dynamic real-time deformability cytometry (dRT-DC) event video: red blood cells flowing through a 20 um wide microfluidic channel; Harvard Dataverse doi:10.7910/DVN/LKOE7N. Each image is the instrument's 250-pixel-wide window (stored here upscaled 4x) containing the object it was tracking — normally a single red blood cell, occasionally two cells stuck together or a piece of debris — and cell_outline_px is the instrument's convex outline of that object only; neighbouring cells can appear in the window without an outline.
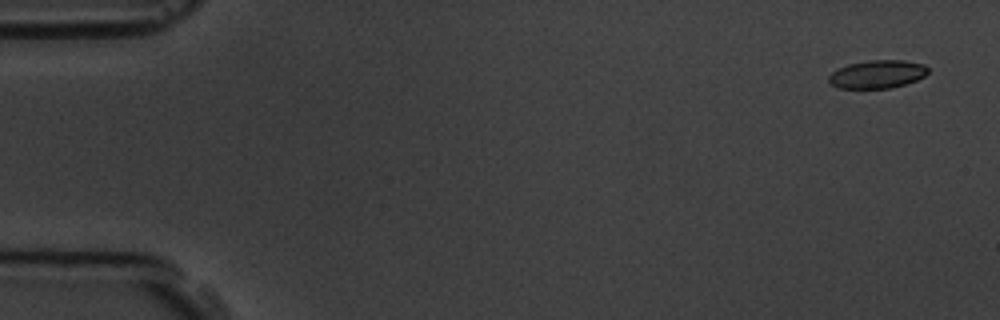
{"species": "common noctule bat (a hibernating species)", "species_latin": "Nyctalus noctula", "temperature_condition": "room temperature", "stored_images_in_passage": 5, "camera_frame_rate_fps": 3000, "um_per_image_px": 0.085, "animal": {"sex": "male", "body_mass_g": 19.5, "forearm_length_mm": 54.6}, "frame": {"image": 1, "passage_image": 1, "time_ms": 0.0, "image_size_px": [1000, 320], "cell_outline_px": [[928, 72], [924, 76], [916, 80], [892, 88], [836, 88], [828, 80], [828, 76], [836, 68], [848, 64], [868, 60], [904, 60], [924, 64], [928, 68]], "centroid_in_image_um": [74.55, 6.3], "position_along_channel_um": 10.5, "area_um2": 16.36}}
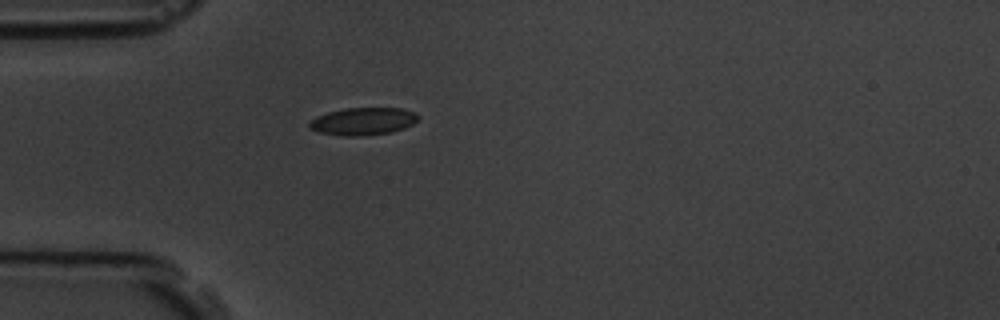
{"frame": {"image": 2, "passage_image": 5, "time_ms": 4.667, "image_size_px": [1000, 320], "cell_outline_px": [[420, 116], [412, 124], [404, 128], [392, 132], [360, 136], [344, 136], [320, 132], [308, 128], [308, 124], [316, 116], [328, 112], [344, 108], [404, 108], [416, 112]], "centroid_in_image_um": [30.88, 10.3], "position_along_channel_um": 54.1, "area_um2": 17.51}}